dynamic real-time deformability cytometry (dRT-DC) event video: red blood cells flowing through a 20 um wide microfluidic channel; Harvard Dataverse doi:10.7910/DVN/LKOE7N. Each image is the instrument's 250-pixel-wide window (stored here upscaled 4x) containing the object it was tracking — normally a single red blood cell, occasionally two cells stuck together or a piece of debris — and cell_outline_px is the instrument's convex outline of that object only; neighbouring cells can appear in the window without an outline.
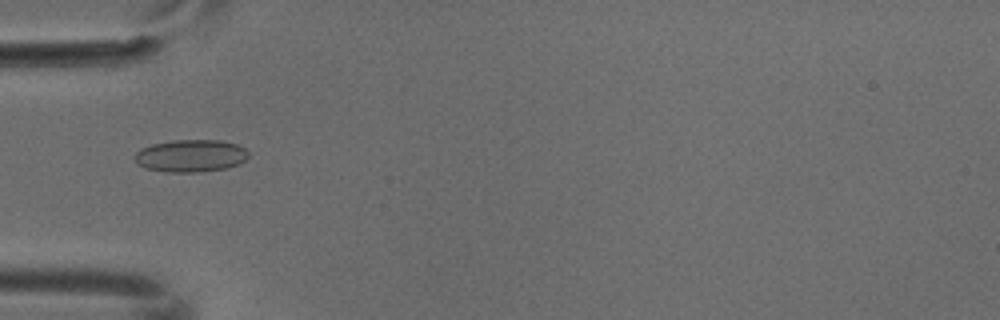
{"species": "common noctule bat (a hibernating species)", "species_latin": "Nyctalus noctula", "temperature_condition": "cold", "stored_images_in_passage": 3, "camera_frame_rate_fps": 3000, "um_per_image_px": 0.085, "animal": {"sex": "male", "body_mass_g": 18.8}, "frame": {"image": 1, "passage_image": 2, "time_ms": 0.333, "image_size_px": [1000, 320], "cell_outline_px": [[248, 156], [240, 164], [228, 168], [196, 172], [168, 172], [144, 168], [136, 164], [132, 156], [140, 148], [152, 144], [172, 140], [220, 140], [236, 144], [244, 148], [248, 152]], "centroid_in_image_um": [16.16, 13.24], "position_along_channel_um": 68.8, "area_um2": 21.73}}
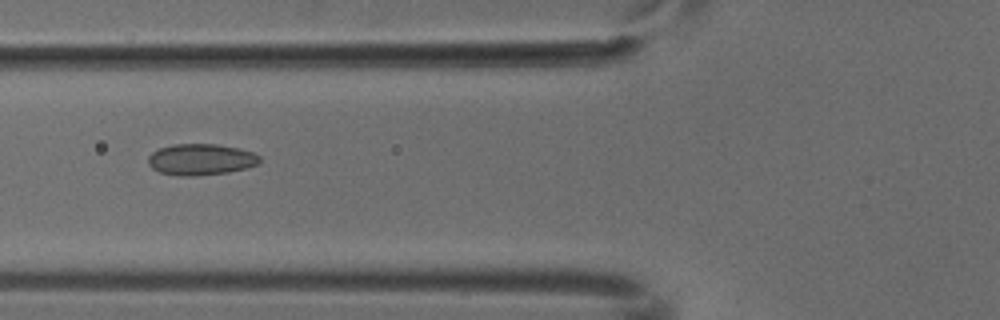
{"frame": {"image": 2, "passage_image": 3, "time_ms": 0.667, "image_size_px": [1000, 320], "cell_outline_px": [[260, 160], [256, 164], [244, 168], [228, 172], [192, 176], [180, 176], [160, 172], [152, 168], [148, 164], [148, 156], [152, 152], [160, 148], [172, 144], [216, 144], [240, 148], [252, 152], [260, 156]], "centroid_in_image_um": [17.04, 13.54], "position_along_channel_um": 108.8, "area_um2": 20.23}}